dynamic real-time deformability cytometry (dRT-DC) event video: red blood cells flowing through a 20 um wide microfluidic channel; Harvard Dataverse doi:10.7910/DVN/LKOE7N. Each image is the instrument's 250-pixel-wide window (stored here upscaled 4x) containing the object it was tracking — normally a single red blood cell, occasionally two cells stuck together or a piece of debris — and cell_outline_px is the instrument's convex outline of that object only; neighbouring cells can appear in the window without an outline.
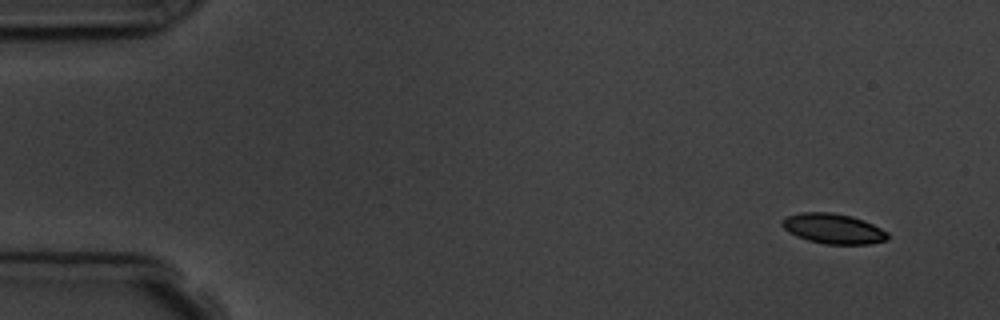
{"species": "common noctule bat (a hibernating species)", "species_latin": "Nyctalus noctula", "temperature_condition": "room temperature", "stored_images_in_passage": 5, "camera_frame_rate_fps": 3000, "um_per_image_px": 0.085, "animal": {"sex": "male", "body_mass_g": 19.5, "forearm_length_mm": 54.6}, "frame": {"image": 1, "passage_image": 1, "time_ms": 0.0, "image_size_px": [1000, 320], "cell_outline_px": [[888, 240], [872, 244], [824, 244], [808, 240], [796, 236], [788, 232], [780, 224], [780, 220], [788, 216], [800, 212], [832, 212], [852, 216], [864, 220], [888, 232]], "centroid_in_image_um": [70.82, 19.43], "position_along_channel_um": 14.2, "area_um2": 18.73}}
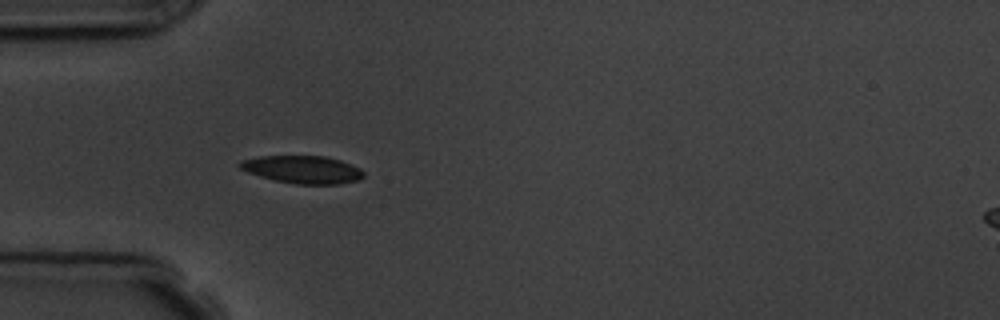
{"frame": {"image": 2, "passage_image": 5, "time_ms": 4.333, "image_size_px": [1000, 320], "cell_outline_px": [[364, 176], [356, 180], [340, 184], [296, 184], [276, 180], [260, 176], [248, 172], [240, 168], [236, 164], [240, 160], [260, 156], [324, 156], [340, 160], [352, 164], [360, 168], [364, 172]], "centroid_in_image_um": [25.71, 14.4], "position_along_channel_um": 59.3, "area_um2": 19.94}}